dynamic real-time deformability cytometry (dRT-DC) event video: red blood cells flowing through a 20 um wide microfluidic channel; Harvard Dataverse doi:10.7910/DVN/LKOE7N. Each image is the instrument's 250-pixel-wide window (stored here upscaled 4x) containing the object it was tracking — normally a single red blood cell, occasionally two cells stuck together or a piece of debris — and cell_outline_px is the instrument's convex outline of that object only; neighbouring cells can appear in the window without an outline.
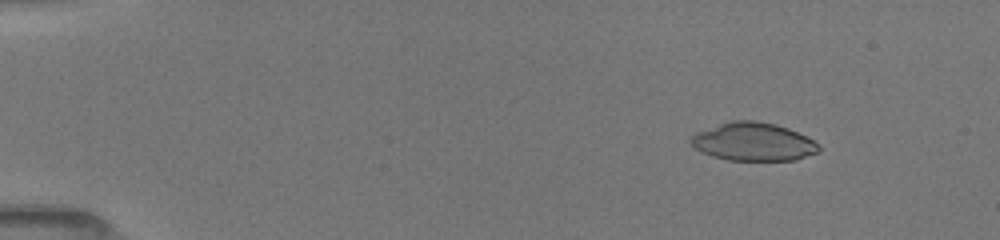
{"species": "common noctule bat (a hibernating species)", "species_latin": "Nyctalus noctula", "temperature_condition": "room temperature", "stored_images_in_passage": 51, "camera_frame_rate_fps": 3000, "um_per_image_px": 0.085, "animal": {"sex": "female", "body_mass_g": 19.5, "forearm_length_mm": 54.1}, "frame": {"image": 1, "passage_image": 7, "time_ms": 2.0, "image_size_px": [1000, 240], "cell_outline_px": [[820, 148], [816, 152], [796, 160], [728, 160], [712, 156], [700, 152], [692, 144], [692, 136], [696, 132], [732, 120], [756, 120], [776, 124], [788, 128], [820, 144]], "centroid_in_image_um": [64.03, 12.05], "position_along_channel_um": 21.0, "area_um2": 28.21}}
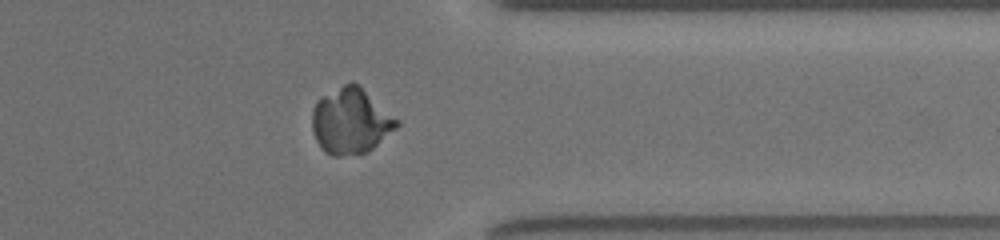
{"frame": {"image": 2, "passage_image": 42, "time_ms": 13.667, "image_size_px": [1000, 240], "cell_outline_px": [[400, 124], [396, 128], [368, 152], [340, 156], [332, 156], [324, 152], [320, 148], [316, 140], [312, 128], [312, 108], [316, 100], [344, 84], [352, 80], [400, 120]], "centroid_in_image_um": [29.8, 10.3], "position_along_channel_um": 381.6, "area_um2": 32.37}}
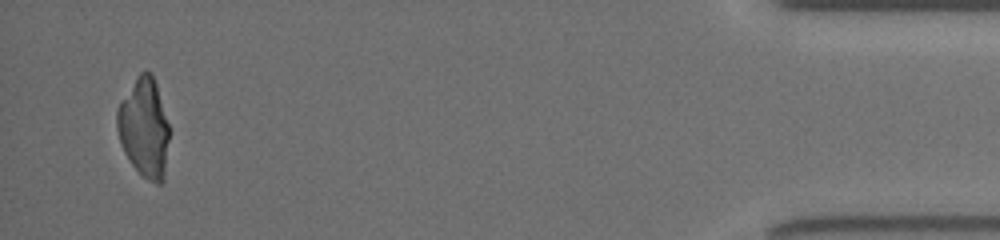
{"frame": {"image": 3, "passage_image": 50, "time_ms": 16.333, "image_size_px": [1000, 240], "cell_outline_px": [[168, 140], [164, 180], [160, 184], [156, 184], [148, 180], [132, 164], [124, 152], [120, 144], [116, 128], [116, 112], [120, 100], [136, 76], [140, 72], [152, 72], [156, 84], [168, 124]], "centroid_in_image_um": [12.22, 10.84], "position_along_channel_um": 423.0, "area_um2": 30.06}}